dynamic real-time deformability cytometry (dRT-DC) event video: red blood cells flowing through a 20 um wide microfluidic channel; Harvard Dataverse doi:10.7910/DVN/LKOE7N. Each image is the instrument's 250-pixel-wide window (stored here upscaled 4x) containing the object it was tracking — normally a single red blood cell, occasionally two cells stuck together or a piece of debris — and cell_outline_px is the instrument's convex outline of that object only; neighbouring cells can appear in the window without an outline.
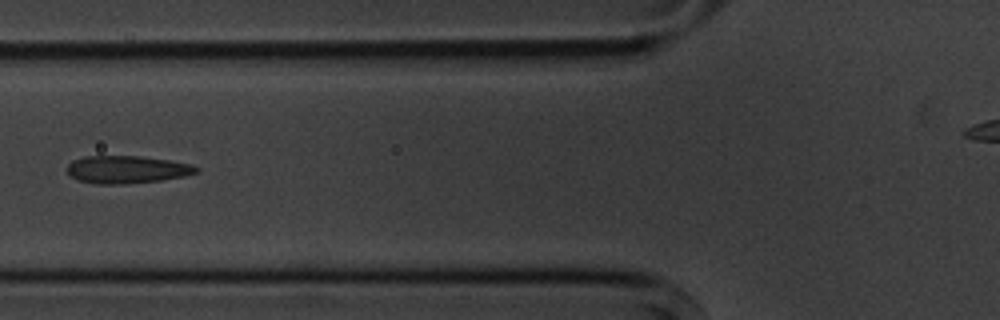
{"species": "common noctule bat (a hibernating species)", "species_latin": "Nyctalus noctula", "temperature_condition": "cold", "stored_images_in_passage": 6, "camera_frame_rate_fps": 3000, "um_per_image_px": 0.085, "animal": {"sex": "male", "body_mass_g": 20.1, "forearm_length_mm": 53.5}, "frame": {"image": 1, "passage_image": 6, "time_ms": 5.667, "image_size_px": [1000, 320], "cell_outline_px": [[200, 168], [196, 172], [184, 176], [160, 180], [124, 184], [96, 184], [80, 180], [72, 176], [68, 172], [68, 164], [72, 160], [84, 156], [140, 156], [168, 160], [192, 164]], "centroid_in_image_um": [10.78, 14.4], "position_along_channel_um": 115.0, "area_um2": 20.63}}